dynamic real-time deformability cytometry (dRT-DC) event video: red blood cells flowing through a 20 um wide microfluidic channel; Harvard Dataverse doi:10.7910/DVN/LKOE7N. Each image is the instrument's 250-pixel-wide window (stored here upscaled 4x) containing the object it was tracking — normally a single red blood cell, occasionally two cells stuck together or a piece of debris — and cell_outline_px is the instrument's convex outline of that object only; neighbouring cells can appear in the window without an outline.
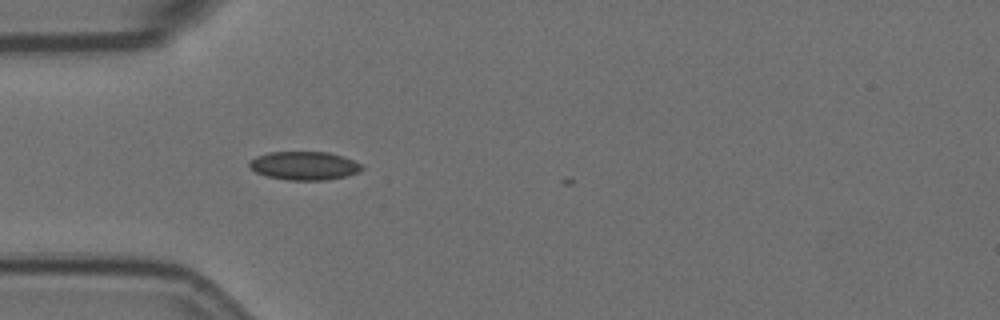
{"species": "Egyptian fruit bat (a non-hibernating species)", "species_latin": "Rousettus aegyptiacus", "temperature_condition": "room temperature", "stored_images_in_passage": 5, "camera_frame_rate_fps": 3000, "um_per_image_px": 0.085, "animal": {"sex": "female"}, "frame": {"image": 1, "passage_image": 1, "time_ms": 0.0, "image_size_px": [1000, 320], "cell_outline_px": [[364, 168], [360, 172], [344, 176], [324, 180], [288, 180], [268, 176], [256, 172], [248, 164], [248, 160], [256, 156], [268, 152], [328, 152], [344, 156], [360, 164]], "centroid_in_image_um": [25.85, 14.07], "position_along_channel_um": 59.1, "area_um2": 18.61}}
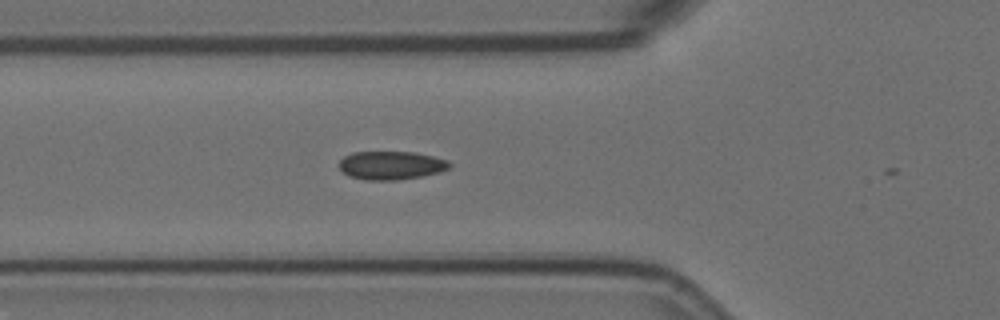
{"frame": {"image": 2, "passage_image": 4, "time_ms": 1.0, "image_size_px": [1000, 320], "cell_outline_px": [[452, 164], [448, 168], [440, 172], [424, 176], [396, 180], [364, 180], [348, 176], [336, 164], [344, 156], [352, 152], [416, 152], [448, 160]], "centroid_in_image_um": [33.23, 14.06], "position_along_channel_um": 92.6, "area_um2": 18.5}}